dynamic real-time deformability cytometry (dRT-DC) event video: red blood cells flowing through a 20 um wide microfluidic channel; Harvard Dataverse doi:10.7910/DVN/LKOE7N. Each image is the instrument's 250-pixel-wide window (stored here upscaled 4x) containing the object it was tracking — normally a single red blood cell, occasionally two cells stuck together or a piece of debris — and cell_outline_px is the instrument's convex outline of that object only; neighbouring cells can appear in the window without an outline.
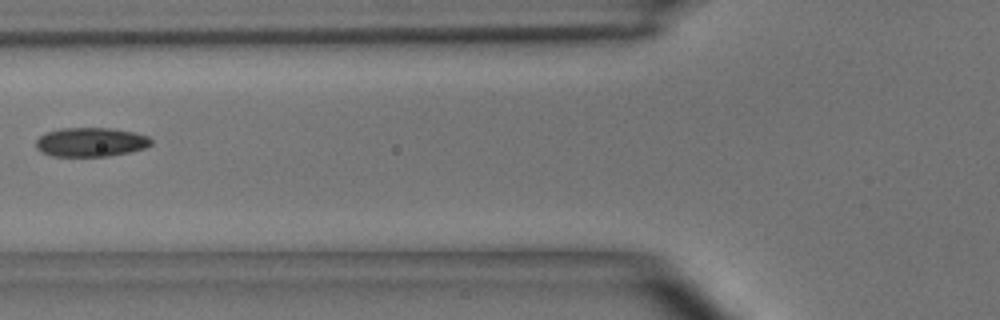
{"species": "common noctule bat (a hibernating species)", "species_latin": "Nyctalus noctula", "temperature_condition": "room temperature", "stored_images_in_passage": 3, "camera_frame_rate_fps": 3000, "um_per_image_px": 0.085, "animal": {"sex": "male", "body_mass_g": 15.6}, "frame": {"image": 1, "passage_image": 3, "time_ms": 3.333, "image_size_px": [1000, 320], "cell_outline_px": [[152, 144], [144, 148], [128, 152], [108, 156], [52, 156], [40, 152], [36, 148], [36, 140], [44, 132], [60, 128], [112, 128], [132, 132], [148, 136], [152, 140]], "centroid_in_image_um": [7.67, 12.07], "position_along_channel_um": 118.1, "area_um2": 19.59}}